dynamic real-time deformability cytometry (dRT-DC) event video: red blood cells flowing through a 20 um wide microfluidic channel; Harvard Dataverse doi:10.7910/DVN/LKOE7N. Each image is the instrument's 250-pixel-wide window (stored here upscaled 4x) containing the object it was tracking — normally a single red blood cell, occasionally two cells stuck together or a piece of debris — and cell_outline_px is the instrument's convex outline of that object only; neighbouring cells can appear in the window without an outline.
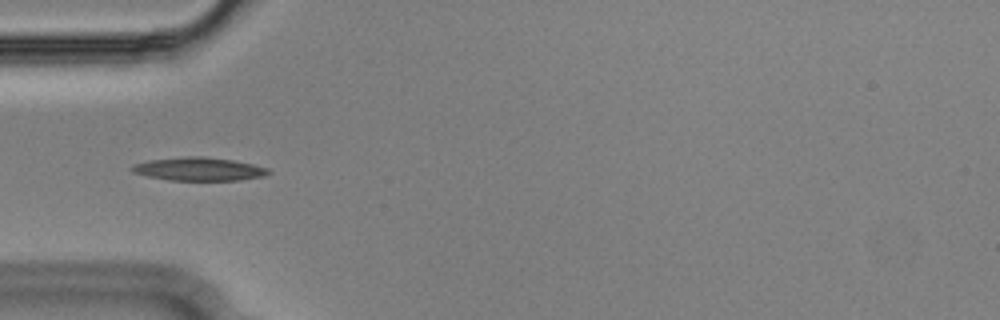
{"species": "Egyptian fruit bat (a non-hibernating species)", "species_latin": "Rousettus aegyptiacus", "temperature_condition": "cold", "stored_images_in_passage": 43, "segment_of_instrument_passage": [1, 2], "camera_frame_rate_fps": 3000, "um_per_image_px": 0.085, "animal": {"sex": "male"}, "frame": {"image": 1, "passage_image": 5, "time_ms": 1.333, "image_size_px": [1000, 320], "cell_outline_px": [[272, 172], [264, 176], [240, 180], [168, 180], [148, 176], [132, 172], [128, 168], [132, 164], [148, 160], [188, 156], [204, 156], [232, 160], [252, 164], [268, 168]], "centroid_in_image_um": [16.87, 14.36], "position_along_channel_um": 68.1, "area_um2": 18.61}}
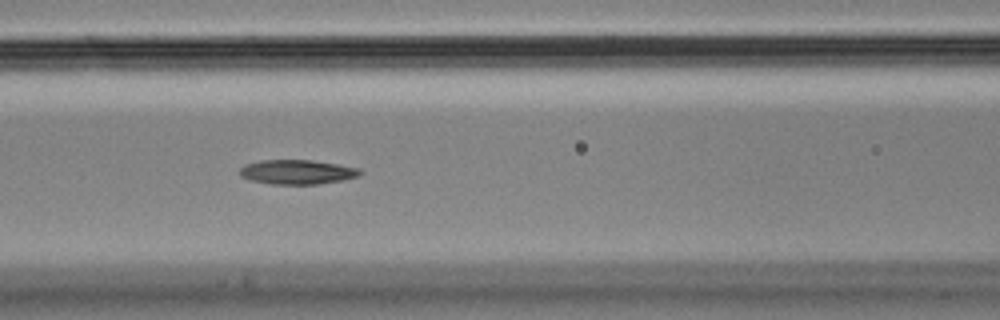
{"frame": {"image": 2, "passage_image": 11, "time_ms": 3.333, "image_size_px": [1000, 320], "cell_outline_px": [[364, 172], [356, 176], [344, 180], [316, 184], [272, 184], [252, 180], [240, 176], [240, 168], [244, 164], [260, 160], [312, 160], [360, 168]], "centroid_in_image_um": [25.26, 14.61], "position_along_channel_um": 141.3, "area_um2": 17.11}}
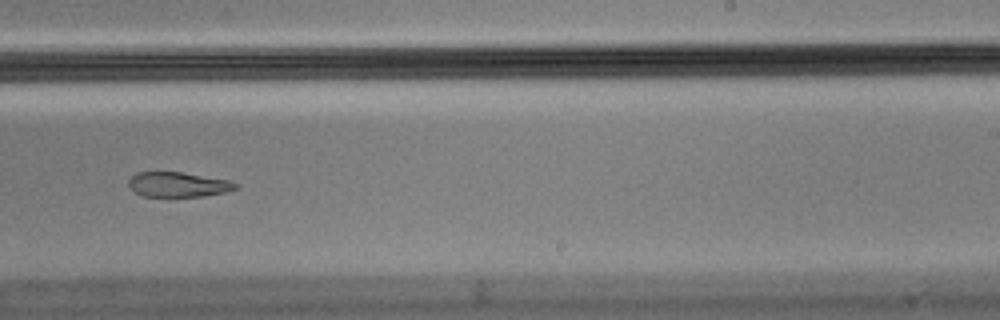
{"frame": {"image": 3, "passage_image": 22, "time_ms": 7.0, "image_size_px": [1000, 320], "cell_outline_px": [[240, 188], [224, 192], [204, 196], [144, 196], [136, 192], [128, 184], [128, 180], [136, 172], [180, 172], [228, 180], [240, 184]], "centroid_in_image_um": [15.17, 15.68], "position_along_channel_um": 273.8, "area_um2": 15.37}}